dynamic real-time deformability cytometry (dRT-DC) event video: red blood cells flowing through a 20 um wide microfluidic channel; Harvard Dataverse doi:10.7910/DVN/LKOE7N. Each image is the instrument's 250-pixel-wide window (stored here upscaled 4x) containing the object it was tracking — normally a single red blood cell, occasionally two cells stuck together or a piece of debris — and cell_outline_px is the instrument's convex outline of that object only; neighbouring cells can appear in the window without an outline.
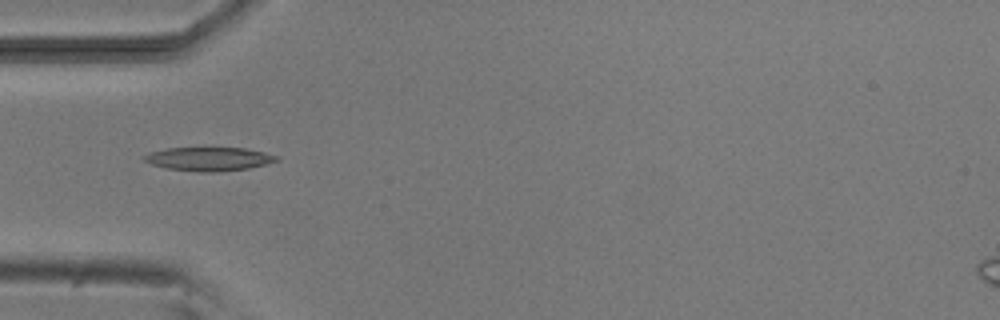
{"species": "common noctule bat (a hibernating species)", "species_latin": "Nyctalus noctula", "temperature_condition": "room temperature", "stored_images_in_passage": 4, "camera_frame_rate_fps": 3000, "um_per_image_px": 0.085, "animal": {"sex": "male", "body_mass_g": 20.5, "forearm_length_mm": 52.5}, "frame": {"image": 1, "passage_image": 1, "time_ms": 0.0, "image_size_px": [1000, 320], "cell_outline_px": [[280, 160], [248, 168], [216, 172], [196, 172], [164, 168], [152, 164], [144, 160], [144, 156], [148, 152], [168, 148], [204, 144], [244, 148], [264, 152], [280, 156]], "centroid_in_image_um": [17.74, 13.45], "position_along_channel_um": 67.3, "area_um2": 19.36}}
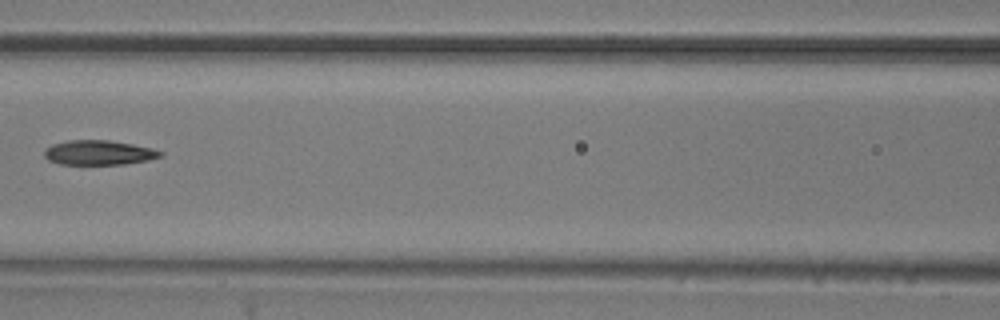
{"frame": {"image": 2, "passage_image": 3, "time_ms": 2.333, "image_size_px": [1000, 320], "cell_outline_px": [[164, 156], [148, 160], [124, 164], [60, 164], [48, 160], [44, 156], [44, 148], [52, 144], [68, 140], [108, 140], [132, 144], [152, 148], [164, 152]], "centroid_in_image_um": [8.4, 12.97], "position_along_channel_um": 158.2, "area_um2": 16.76}}
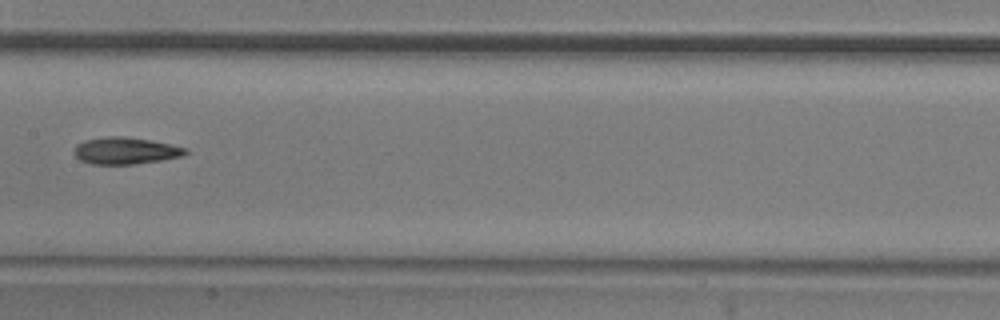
{"frame": {"image": 3, "passage_image": 4, "time_ms": 3.333, "image_size_px": [1000, 320], "cell_outline_px": [[188, 152], [184, 156], [160, 160], [132, 164], [92, 164], [80, 160], [76, 156], [76, 144], [84, 140], [108, 136], [120, 136], [152, 140], [172, 144], [188, 148]], "centroid_in_image_um": [10.71, 12.8], "position_along_channel_um": 196.7, "area_um2": 17.4}}